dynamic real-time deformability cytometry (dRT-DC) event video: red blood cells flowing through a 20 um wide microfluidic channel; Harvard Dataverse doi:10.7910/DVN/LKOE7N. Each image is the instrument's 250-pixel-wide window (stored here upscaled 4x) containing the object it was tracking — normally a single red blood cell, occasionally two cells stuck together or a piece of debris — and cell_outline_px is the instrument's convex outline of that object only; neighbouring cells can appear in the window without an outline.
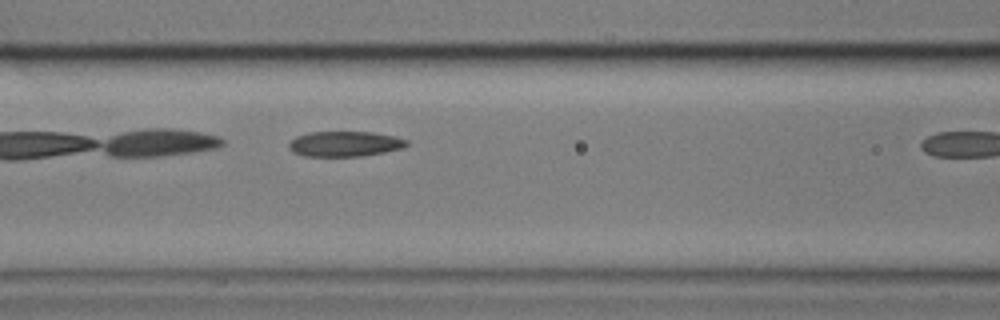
{"species": "common noctule bat (a hibernating species)", "species_latin": "Nyctalus noctula", "temperature_condition": "cold", "stored_images_in_passage": 4, "segment_of_instrument_passage": [1, 2], "camera_frame_rate_fps": 3000, "um_per_image_px": 0.085, "animal": {"sex": "male", "body_mass_g": 17.9}, "frame": {"image": 1, "passage_image": 3, "time_ms": 2.333, "image_size_px": [1000, 320], "cell_outline_px": [[408, 144], [404, 148], [364, 156], [304, 156], [292, 152], [288, 148], [288, 144], [296, 136], [308, 132], [372, 132], [396, 136], [408, 140]], "centroid_in_image_um": [29.31, 12.23], "position_along_channel_um": 137.3, "area_um2": 17.51}}